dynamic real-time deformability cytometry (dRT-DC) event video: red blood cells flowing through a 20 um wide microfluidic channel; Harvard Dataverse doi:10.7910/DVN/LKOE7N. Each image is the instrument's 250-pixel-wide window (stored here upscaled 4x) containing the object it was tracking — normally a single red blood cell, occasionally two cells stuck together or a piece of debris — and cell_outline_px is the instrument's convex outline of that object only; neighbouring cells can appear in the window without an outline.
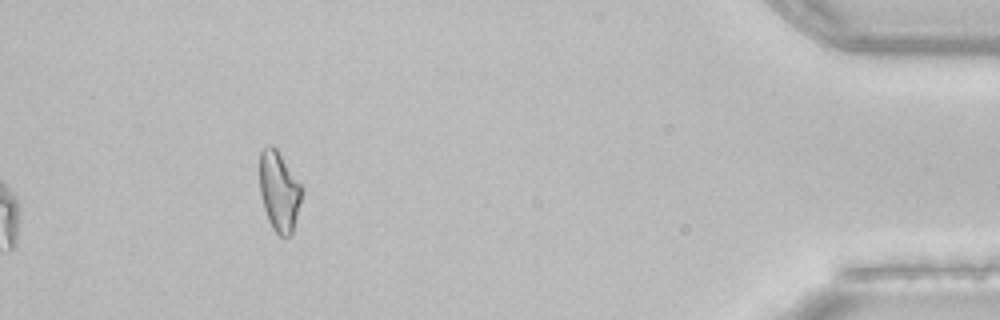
{"species": "common noctule bat (a hibernating species)", "species_latin": "Nyctalus noctula", "temperature_condition": "room temperature", "stored_images_in_passage": 39, "camera_frame_rate_fps": 3000, "um_per_image_px": 0.085, "animal": {"sex": "female", "body_mass_g": 22.7, "forearm_length_mm": 54.2}, "frame": {"image": 1, "passage_image": 39, "time_ms": 12.667, "image_size_px": [1000, 320], "cell_outline_px": [[304, 188], [300, 204], [292, 232], [288, 236], [280, 236], [272, 228], [268, 220], [264, 208], [260, 192], [260, 152], [268, 144], [272, 144], [276, 148], [304, 184]], "centroid_in_image_um": [23.76, 16.21], "position_along_channel_um": 411.4, "area_um2": 20.0}}